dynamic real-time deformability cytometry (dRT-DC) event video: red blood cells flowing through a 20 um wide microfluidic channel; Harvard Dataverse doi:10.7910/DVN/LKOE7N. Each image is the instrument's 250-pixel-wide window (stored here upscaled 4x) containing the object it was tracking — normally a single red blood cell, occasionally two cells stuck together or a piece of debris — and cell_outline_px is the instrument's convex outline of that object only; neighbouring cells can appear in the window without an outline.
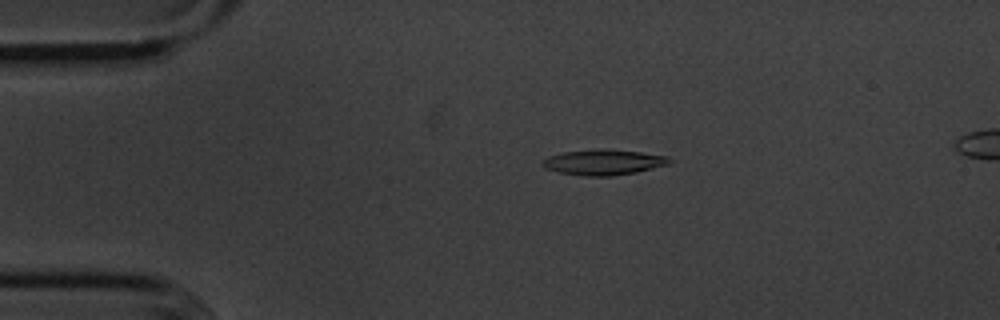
{"species": "common noctule bat (a hibernating species)", "species_latin": "Nyctalus noctula", "temperature_condition": "cold", "stored_images_in_passage": 16, "camera_frame_rate_fps": 3000, "um_per_image_px": 0.085, "animal": {"sex": "male", "body_mass_g": 20.1, "forearm_length_mm": 53.5}, "frame": {"image": 1, "passage_image": 10, "time_ms": 3.0, "image_size_px": [1000, 320], "cell_outline_px": [[672, 160], [668, 164], [636, 172], [612, 176], [584, 176], [560, 172], [544, 168], [540, 164], [540, 160], [548, 156], [560, 152], [596, 148], [604, 148], [640, 152], [668, 156]], "centroid_in_image_um": [51.23, 13.77], "position_along_channel_um": 33.8, "area_um2": 19.13}}